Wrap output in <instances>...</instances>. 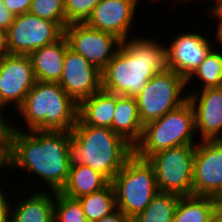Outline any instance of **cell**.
Segmentation results:
<instances>
[{"instance_id": "cell-3", "label": "cell", "mask_w": 222, "mask_h": 222, "mask_svg": "<svg viewBox=\"0 0 222 222\" xmlns=\"http://www.w3.org/2000/svg\"><path fill=\"white\" fill-rule=\"evenodd\" d=\"M71 132L72 161L91 167L110 182L134 153V147L110 128L83 124Z\"/></svg>"}, {"instance_id": "cell-31", "label": "cell", "mask_w": 222, "mask_h": 222, "mask_svg": "<svg viewBox=\"0 0 222 222\" xmlns=\"http://www.w3.org/2000/svg\"><path fill=\"white\" fill-rule=\"evenodd\" d=\"M5 193L6 192H4V189L0 185V222H9L10 220V199L12 198H9L8 193Z\"/></svg>"}, {"instance_id": "cell-5", "label": "cell", "mask_w": 222, "mask_h": 222, "mask_svg": "<svg viewBox=\"0 0 222 222\" xmlns=\"http://www.w3.org/2000/svg\"><path fill=\"white\" fill-rule=\"evenodd\" d=\"M194 111L189 101L162 117L144 125L141 140L134 146V153L148 159L158 151L183 146L196 145ZM196 141V142H195Z\"/></svg>"}, {"instance_id": "cell-2", "label": "cell", "mask_w": 222, "mask_h": 222, "mask_svg": "<svg viewBox=\"0 0 222 222\" xmlns=\"http://www.w3.org/2000/svg\"><path fill=\"white\" fill-rule=\"evenodd\" d=\"M122 41L102 72V89L136 97L156 74L169 70L167 45L142 35Z\"/></svg>"}, {"instance_id": "cell-11", "label": "cell", "mask_w": 222, "mask_h": 222, "mask_svg": "<svg viewBox=\"0 0 222 222\" xmlns=\"http://www.w3.org/2000/svg\"><path fill=\"white\" fill-rule=\"evenodd\" d=\"M192 195L210 196L222 201V140L196 144Z\"/></svg>"}, {"instance_id": "cell-27", "label": "cell", "mask_w": 222, "mask_h": 222, "mask_svg": "<svg viewBox=\"0 0 222 222\" xmlns=\"http://www.w3.org/2000/svg\"><path fill=\"white\" fill-rule=\"evenodd\" d=\"M28 12L56 22L63 30L68 25L65 16V0H32Z\"/></svg>"}, {"instance_id": "cell-37", "label": "cell", "mask_w": 222, "mask_h": 222, "mask_svg": "<svg viewBox=\"0 0 222 222\" xmlns=\"http://www.w3.org/2000/svg\"><path fill=\"white\" fill-rule=\"evenodd\" d=\"M216 27H217V29L215 31V35H213V36L214 37L216 36L215 41L218 42L221 45L220 48H222V23H217Z\"/></svg>"}, {"instance_id": "cell-18", "label": "cell", "mask_w": 222, "mask_h": 222, "mask_svg": "<svg viewBox=\"0 0 222 222\" xmlns=\"http://www.w3.org/2000/svg\"><path fill=\"white\" fill-rule=\"evenodd\" d=\"M32 193L11 204L9 222H54L55 192L37 189Z\"/></svg>"}, {"instance_id": "cell-26", "label": "cell", "mask_w": 222, "mask_h": 222, "mask_svg": "<svg viewBox=\"0 0 222 222\" xmlns=\"http://www.w3.org/2000/svg\"><path fill=\"white\" fill-rule=\"evenodd\" d=\"M54 222H88L78 199L55 192Z\"/></svg>"}, {"instance_id": "cell-24", "label": "cell", "mask_w": 222, "mask_h": 222, "mask_svg": "<svg viewBox=\"0 0 222 222\" xmlns=\"http://www.w3.org/2000/svg\"><path fill=\"white\" fill-rule=\"evenodd\" d=\"M179 197L174 193L158 192L150 204L132 218L131 222H173Z\"/></svg>"}, {"instance_id": "cell-28", "label": "cell", "mask_w": 222, "mask_h": 222, "mask_svg": "<svg viewBox=\"0 0 222 222\" xmlns=\"http://www.w3.org/2000/svg\"><path fill=\"white\" fill-rule=\"evenodd\" d=\"M101 0H65L67 24L84 23Z\"/></svg>"}, {"instance_id": "cell-12", "label": "cell", "mask_w": 222, "mask_h": 222, "mask_svg": "<svg viewBox=\"0 0 222 222\" xmlns=\"http://www.w3.org/2000/svg\"><path fill=\"white\" fill-rule=\"evenodd\" d=\"M36 81L28 55L10 54L1 58L0 109L5 110L12 104L16 111Z\"/></svg>"}, {"instance_id": "cell-22", "label": "cell", "mask_w": 222, "mask_h": 222, "mask_svg": "<svg viewBox=\"0 0 222 222\" xmlns=\"http://www.w3.org/2000/svg\"><path fill=\"white\" fill-rule=\"evenodd\" d=\"M219 201L210 196H180L173 222H213Z\"/></svg>"}, {"instance_id": "cell-15", "label": "cell", "mask_w": 222, "mask_h": 222, "mask_svg": "<svg viewBox=\"0 0 222 222\" xmlns=\"http://www.w3.org/2000/svg\"><path fill=\"white\" fill-rule=\"evenodd\" d=\"M202 32L182 33L173 38L167 45L169 70H173L184 79H187L203 62L206 55L215 46L210 43L209 37ZM214 44V45H213Z\"/></svg>"}, {"instance_id": "cell-7", "label": "cell", "mask_w": 222, "mask_h": 222, "mask_svg": "<svg viewBox=\"0 0 222 222\" xmlns=\"http://www.w3.org/2000/svg\"><path fill=\"white\" fill-rule=\"evenodd\" d=\"M186 88V79L173 70L156 73L135 97L142 124L158 119L187 102Z\"/></svg>"}, {"instance_id": "cell-32", "label": "cell", "mask_w": 222, "mask_h": 222, "mask_svg": "<svg viewBox=\"0 0 222 222\" xmlns=\"http://www.w3.org/2000/svg\"><path fill=\"white\" fill-rule=\"evenodd\" d=\"M15 15H13L5 6L2 0H0V28L7 30L14 21Z\"/></svg>"}, {"instance_id": "cell-39", "label": "cell", "mask_w": 222, "mask_h": 222, "mask_svg": "<svg viewBox=\"0 0 222 222\" xmlns=\"http://www.w3.org/2000/svg\"><path fill=\"white\" fill-rule=\"evenodd\" d=\"M214 1L215 3H213V5L211 4V8L209 7L208 9V14H212L215 10H217L219 8V6L222 4V0H211Z\"/></svg>"}, {"instance_id": "cell-25", "label": "cell", "mask_w": 222, "mask_h": 222, "mask_svg": "<svg viewBox=\"0 0 222 222\" xmlns=\"http://www.w3.org/2000/svg\"><path fill=\"white\" fill-rule=\"evenodd\" d=\"M220 50L219 47L210 50L199 67L186 79L187 87L195 78L202 82L200 85L203 88L200 89L222 87V50Z\"/></svg>"}, {"instance_id": "cell-38", "label": "cell", "mask_w": 222, "mask_h": 222, "mask_svg": "<svg viewBox=\"0 0 222 222\" xmlns=\"http://www.w3.org/2000/svg\"><path fill=\"white\" fill-rule=\"evenodd\" d=\"M210 18L212 17H216L215 19H217L218 21H216L217 23H222V4L219 6V8L217 10H215L212 14L209 15Z\"/></svg>"}, {"instance_id": "cell-36", "label": "cell", "mask_w": 222, "mask_h": 222, "mask_svg": "<svg viewBox=\"0 0 222 222\" xmlns=\"http://www.w3.org/2000/svg\"><path fill=\"white\" fill-rule=\"evenodd\" d=\"M213 222H222V201H219L216 206L213 216Z\"/></svg>"}, {"instance_id": "cell-6", "label": "cell", "mask_w": 222, "mask_h": 222, "mask_svg": "<svg viewBox=\"0 0 222 222\" xmlns=\"http://www.w3.org/2000/svg\"><path fill=\"white\" fill-rule=\"evenodd\" d=\"M117 209L130 220L141 213L158 193L155 170L133 153L111 181Z\"/></svg>"}, {"instance_id": "cell-35", "label": "cell", "mask_w": 222, "mask_h": 222, "mask_svg": "<svg viewBox=\"0 0 222 222\" xmlns=\"http://www.w3.org/2000/svg\"><path fill=\"white\" fill-rule=\"evenodd\" d=\"M9 154H10V148H0V172L2 169L3 171H7L9 169ZM1 180V178H0ZM1 183V182H0Z\"/></svg>"}, {"instance_id": "cell-8", "label": "cell", "mask_w": 222, "mask_h": 222, "mask_svg": "<svg viewBox=\"0 0 222 222\" xmlns=\"http://www.w3.org/2000/svg\"><path fill=\"white\" fill-rule=\"evenodd\" d=\"M196 145H183L158 151L147 160L153 165L158 192L192 195Z\"/></svg>"}, {"instance_id": "cell-19", "label": "cell", "mask_w": 222, "mask_h": 222, "mask_svg": "<svg viewBox=\"0 0 222 222\" xmlns=\"http://www.w3.org/2000/svg\"><path fill=\"white\" fill-rule=\"evenodd\" d=\"M116 94L102 88L78 104V119L85 125L112 129Z\"/></svg>"}, {"instance_id": "cell-17", "label": "cell", "mask_w": 222, "mask_h": 222, "mask_svg": "<svg viewBox=\"0 0 222 222\" xmlns=\"http://www.w3.org/2000/svg\"><path fill=\"white\" fill-rule=\"evenodd\" d=\"M68 47V40L63 35L56 42L36 49L28 55L37 81L59 82Z\"/></svg>"}, {"instance_id": "cell-14", "label": "cell", "mask_w": 222, "mask_h": 222, "mask_svg": "<svg viewBox=\"0 0 222 222\" xmlns=\"http://www.w3.org/2000/svg\"><path fill=\"white\" fill-rule=\"evenodd\" d=\"M192 90L188 94L200 141L222 140V87Z\"/></svg>"}, {"instance_id": "cell-20", "label": "cell", "mask_w": 222, "mask_h": 222, "mask_svg": "<svg viewBox=\"0 0 222 222\" xmlns=\"http://www.w3.org/2000/svg\"><path fill=\"white\" fill-rule=\"evenodd\" d=\"M143 128L136 98L116 95L112 130L134 147L142 138Z\"/></svg>"}, {"instance_id": "cell-21", "label": "cell", "mask_w": 222, "mask_h": 222, "mask_svg": "<svg viewBox=\"0 0 222 222\" xmlns=\"http://www.w3.org/2000/svg\"><path fill=\"white\" fill-rule=\"evenodd\" d=\"M110 181L91 167L72 161L69 176L60 193L73 199L105 188Z\"/></svg>"}, {"instance_id": "cell-4", "label": "cell", "mask_w": 222, "mask_h": 222, "mask_svg": "<svg viewBox=\"0 0 222 222\" xmlns=\"http://www.w3.org/2000/svg\"><path fill=\"white\" fill-rule=\"evenodd\" d=\"M17 111L27 131H71L78 120V104L55 82L36 81Z\"/></svg>"}, {"instance_id": "cell-16", "label": "cell", "mask_w": 222, "mask_h": 222, "mask_svg": "<svg viewBox=\"0 0 222 222\" xmlns=\"http://www.w3.org/2000/svg\"><path fill=\"white\" fill-rule=\"evenodd\" d=\"M138 3L139 0H101L84 23L124 41L134 27L132 23Z\"/></svg>"}, {"instance_id": "cell-34", "label": "cell", "mask_w": 222, "mask_h": 222, "mask_svg": "<svg viewBox=\"0 0 222 222\" xmlns=\"http://www.w3.org/2000/svg\"><path fill=\"white\" fill-rule=\"evenodd\" d=\"M10 55L7 45V30L0 28V59Z\"/></svg>"}, {"instance_id": "cell-10", "label": "cell", "mask_w": 222, "mask_h": 222, "mask_svg": "<svg viewBox=\"0 0 222 222\" xmlns=\"http://www.w3.org/2000/svg\"><path fill=\"white\" fill-rule=\"evenodd\" d=\"M69 47L102 71L119 49L122 40L85 23H70L64 29Z\"/></svg>"}, {"instance_id": "cell-9", "label": "cell", "mask_w": 222, "mask_h": 222, "mask_svg": "<svg viewBox=\"0 0 222 222\" xmlns=\"http://www.w3.org/2000/svg\"><path fill=\"white\" fill-rule=\"evenodd\" d=\"M63 35L64 30L56 22L26 12L16 15L7 29L8 50L12 55H29Z\"/></svg>"}, {"instance_id": "cell-1", "label": "cell", "mask_w": 222, "mask_h": 222, "mask_svg": "<svg viewBox=\"0 0 222 222\" xmlns=\"http://www.w3.org/2000/svg\"><path fill=\"white\" fill-rule=\"evenodd\" d=\"M21 128L13 125L9 168L33 173L45 182V190L60 192L68 180L72 162L71 132Z\"/></svg>"}, {"instance_id": "cell-30", "label": "cell", "mask_w": 222, "mask_h": 222, "mask_svg": "<svg viewBox=\"0 0 222 222\" xmlns=\"http://www.w3.org/2000/svg\"><path fill=\"white\" fill-rule=\"evenodd\" d=\"M2 1L4 3V6L15 16L28 12L32 2V0H2Z\"/></svg>"}, {"instance_id": "cell-29", "label": "cell", "mask_w": 222, "mask_h": 222, "mask_svg": "<svg viewBox=\"0 0 222 222\" xmlns=\"http://www.w3.org/2000/svg\"><path fill=\"white\" fill-rule=\"evenodd\" d=\"M4 116L3 110L0 109V148H10L13 124Z\"/></svg>"}, {"instance_id": "cell-33", "label": "cell", "mask_w": 222, "mask_h": 222, "mask_svg": "<svg viewBox=\"0 0 222 222\" xmlns=\"http://www.w3.org/2000/svg\"><path fill=\"white\" fill-rule=\"evenodd\" d=\"M95 222H131V220L119 209Z\"/></svg>"}, {"instance_id": "cell-13", "label": "cell", "mask_w": 222, "mask_h": 222, "mask_svg": "<svg viewBox=\"0 0 222 222\" xmlns=\"http://www.w3.org/2000/svg\"><path fill=\"white\" fill-rule=\"evenodd\" d=\"M58 83L79 104L102 88V72L68 47Z\"/></svg>"}, {"instance_id": "cell-23", "label": "cell", "mask_w": 222, "mask_h": 222, "mask_svg": "<svg viewBox=\"0 0 222 222\" xmlns=\"http://www.w3.org/2000/svg\"><path fill=\"white\" fill-rule=\"evenodd\" d=\"M88 222H95L113 213L116 207L115 193L110 182L105 188L78 198Z\"/></svg>"}]
</instances>
